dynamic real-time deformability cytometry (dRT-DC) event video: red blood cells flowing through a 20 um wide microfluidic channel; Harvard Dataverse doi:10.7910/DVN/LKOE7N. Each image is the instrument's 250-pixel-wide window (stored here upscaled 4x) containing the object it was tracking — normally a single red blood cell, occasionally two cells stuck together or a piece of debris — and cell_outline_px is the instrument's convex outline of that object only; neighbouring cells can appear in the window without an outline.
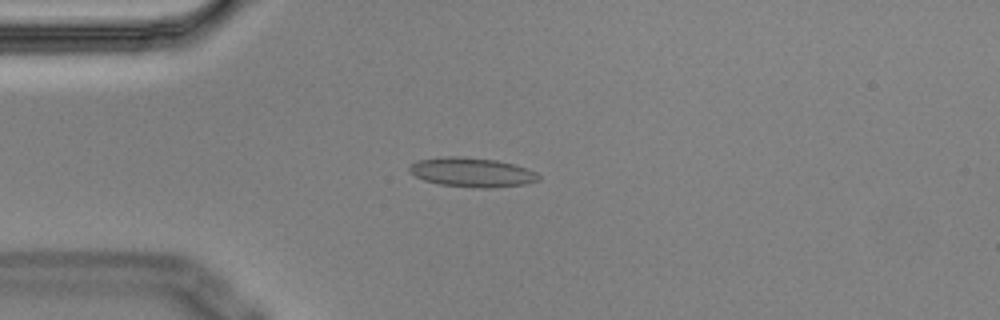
{"species": "Egyptian fruit bat (a non-hibernating species)", "species_latin": "Rousettus aegyptiacus", "temperature_condition": "cold", "stored_images_in_passage": 7, "camera_frame_rate_fps": 3000, "um_per_image_px": 0.085, "animal": {"sex": "male"}, "frame": {"image": 1, "passage_image": 3, "time_ms": 0.667, "image_size_px": [1000, 320], "cell_outline_px": [[540, 180], [528, 184], [492, 188], [480, 188], [440, 184], [424, 180], [408, 172], [408, 168], [416, 160], [444, 156], [460, 156], [496, 160], [528, 168], [536, 172], [540, 176]], "centroid_in_image_um": [40.13, 14.64], "position_along_channel_um": 44.9, "area_um2": 22.25}}
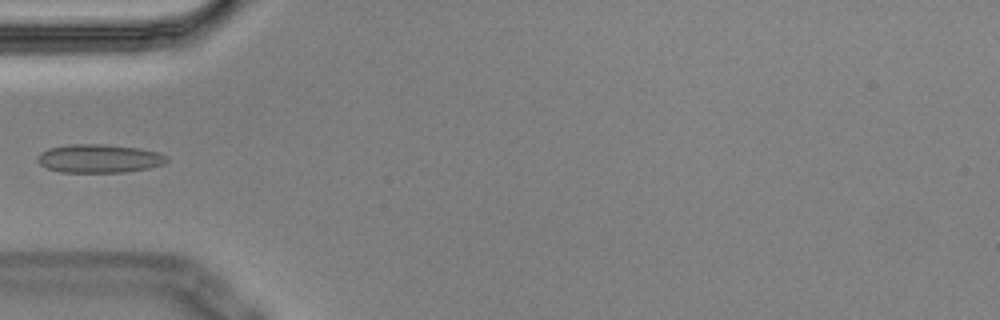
{"frame": {"image": 2, "passage_image": 4, "time_ms": 1.0, "image_size_px": [1000, 320], "cell_outline_px": [[168, 160], [164, 164], [148, 168], [124, 172], [60, 172], [48, 168], [40, 164], [36, 160], [36, 156], [40, 152], [48, 148], [68, 144], [100, 144], [140, 148], [160, 152], [168, 156]], "centroid_in_image_um": [8.42, 13.46], "position_along_channel_um": 76.6, "area_um2": 21.62}}
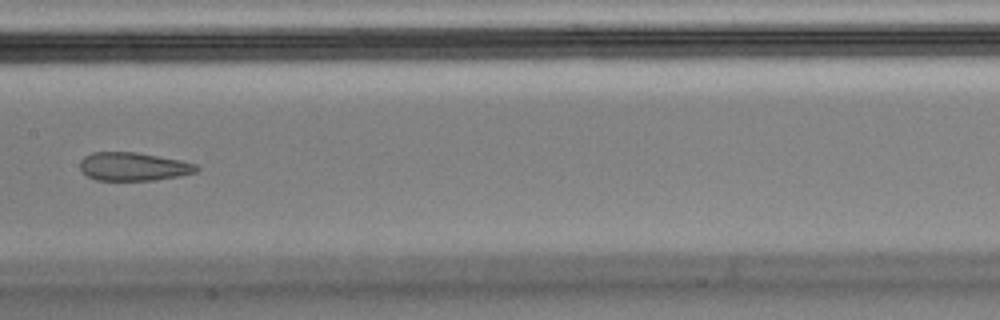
{"frame": {"image": 3, "passage_image": 7, "time_ms": 2.0, "image_size_px": [1000, 320], "cell_outline_px": [[200, 168], [196, 172], [156, 180], [96, 180], [88, 176], [80, 168], [80, 160], [84, 156], [92, 152], [136, 152], [180, 160], [196, 164]], "centroid_in_image_um": [11.32, 14.15], "position_along_channel_um": 196.1, "area_um2": 19.13}}